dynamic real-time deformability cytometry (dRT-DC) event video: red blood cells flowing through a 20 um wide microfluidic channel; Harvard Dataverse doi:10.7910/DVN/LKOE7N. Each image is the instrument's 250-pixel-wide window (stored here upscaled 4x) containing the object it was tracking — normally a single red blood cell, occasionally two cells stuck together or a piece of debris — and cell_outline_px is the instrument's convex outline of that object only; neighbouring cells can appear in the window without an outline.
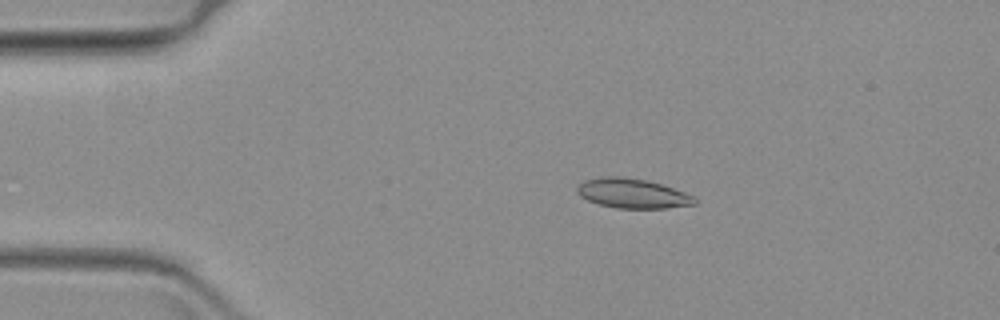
{"species": "common noctule bat (a hibernating species)", "species_latin": "Nyctalus noctula", "temperature_condition": "warm", "stored_images_in_passage": 52, "camera_frame_rate_fps": 3000, "um_per_image_px": 0.085, "animal": {"sex": "female", "body_mass_g": 19.3, "forearm_length_mm": 54.1}, "frame": {"image": 1, "passage_image": 1, "time_ms": 0.0, "image_size_px": [1000, 320], "cell_outline_px": [[696, 204], [664, 208], [616, 208], [600, 204], [588, 200], [580, 196], [576, 192], [576, 188], [584, 180], [600, 176], [624, 176], [644, 180], [660, 184], [696, 196]], "centroid_in_image_um": [53.74, 16.43], "position_along_channel_um": 31.3, "area_um2": 20.23}}
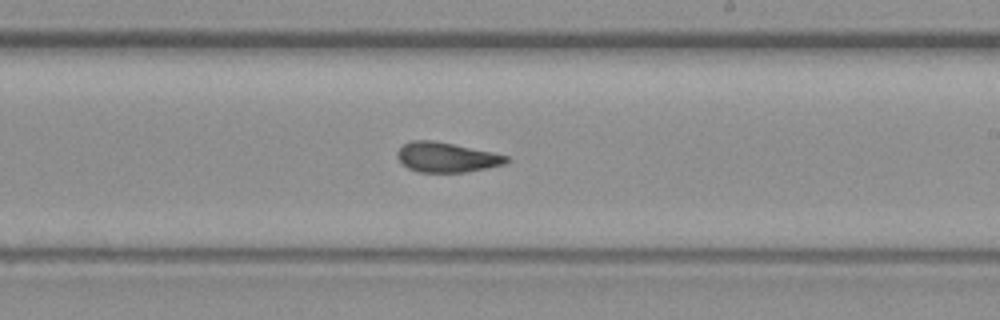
{"frame": {"image": 2, "passage_image": 26, "time_ms": 8.333, "image_size_px": [1000, 320], "cell_outline_px": [[512, 160], [504, 164], [468, 172], [416, 172], [400, 164], [396, 156], [396, 152], [404, 144], [412, 140], [432, 140], [492, 152], [508, 156]], "centroid_in_image_um": [37.93, 13.38], "position_along_channel_um": 251.1, "area_um2": 19.07}}
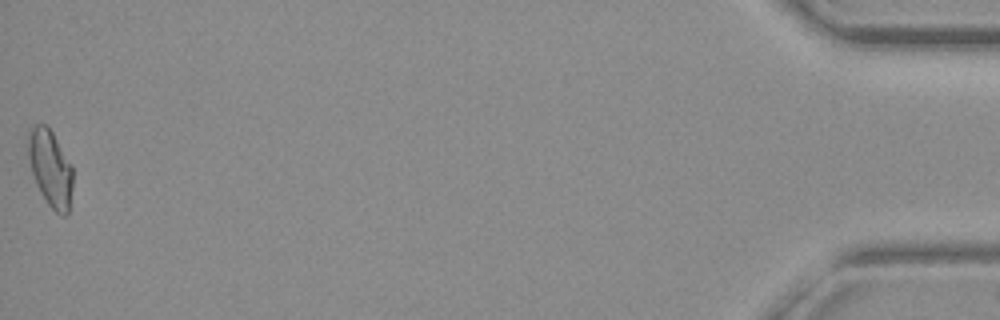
{"frame": {"image": 3, "passage_image": 52, "time_ms": 17.0, "image_size_px": [1000, 320], "cell_outline_px": [[72, 188], [68, 212], [64, 216], [60, 216], [48, 204], [40, 192], [36, 184], [32, 172], [28, 156], [28, 132], [36, 124], [48, 124], [72, 168]], "centroid_in_image_um": [4.27, 14.3], "position_along_channel_um": 430.9, "area_um2": 19.71}}